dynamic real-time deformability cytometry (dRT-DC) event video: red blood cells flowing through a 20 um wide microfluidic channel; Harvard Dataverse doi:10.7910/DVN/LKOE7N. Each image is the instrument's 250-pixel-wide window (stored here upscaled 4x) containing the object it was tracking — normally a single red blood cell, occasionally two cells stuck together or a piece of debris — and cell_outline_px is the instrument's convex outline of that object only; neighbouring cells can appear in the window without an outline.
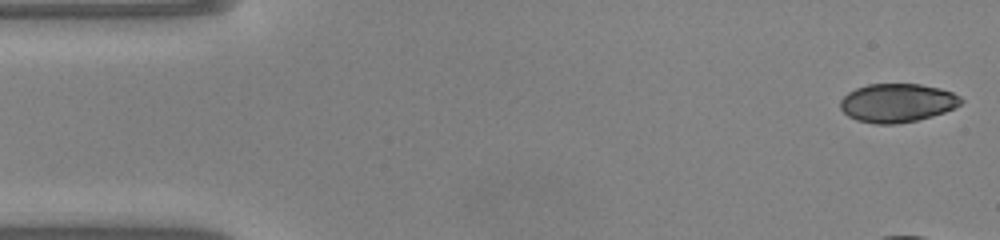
{"species": "common noctule bat (a hibernating species)", "species_latin": "Nyctalus noctula", "temperature_condition": "warm", "stored_images_in_passage": 11, "camera_frame_rate_fps": 3000, "um_per_image_px": 0.085, "animal": {"sex": "male", "body_mass_g": 20.0, "forearm_length_mm": 53.3}, "frame": {"image": 1, "passage_image": 1, "time_ms": 0.0, "image_size_px": [1000, 240], "cell_outline_px": [[964, 100], [960, 104], [944, 112], [932, 116], [916, 120], [896, 124], [876, 124], [856, 120], [848, 116], [840, 108], [840, 100], [848, 92], [856, 88], [868, 84], [920, 84], [940, 88], [952, 92], [960, 96]], "centroid_in_image_um": [76.25, 8.74], "position_along_channel_um": 8.8, "area_um2": 27.17}}